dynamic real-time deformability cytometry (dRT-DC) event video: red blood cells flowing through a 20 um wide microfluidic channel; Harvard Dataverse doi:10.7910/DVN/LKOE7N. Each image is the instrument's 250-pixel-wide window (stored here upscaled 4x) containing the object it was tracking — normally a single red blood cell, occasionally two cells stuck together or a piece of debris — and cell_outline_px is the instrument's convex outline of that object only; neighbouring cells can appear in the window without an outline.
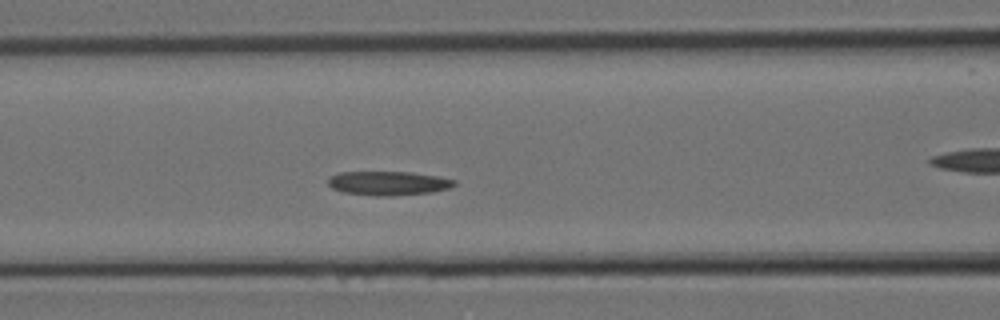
{"species": "Egyptian fruit bat (a non-hibernating species)", "species_latin": "Rousettus aegyptiacus", "temperature_condition": "room temperature", "stored_images_in_passage": 9, "segment_of_instrument_passage": [1, 2], "camera_frame_rate_fps": 3000, "um_per_image_px": 0.085, "animal": {"sex": "female"}, "frame": {"image": 1, "passage_image": 8, "time_ms": 2.333, "image_size_px": [1000, 320], "cell_outline_px": [[456, 184], [448, 188], [432, 192], [392, 196], [376, 196], [344, 192], [332, 188], [328, 184], [328, 176], [340, 172], [412, 172], [440, 176], [456, 180]], "centroid_in_image_um": [33.01, 15.57], "position_along_channel_um": 133.6, "area_um2": 17.8}}